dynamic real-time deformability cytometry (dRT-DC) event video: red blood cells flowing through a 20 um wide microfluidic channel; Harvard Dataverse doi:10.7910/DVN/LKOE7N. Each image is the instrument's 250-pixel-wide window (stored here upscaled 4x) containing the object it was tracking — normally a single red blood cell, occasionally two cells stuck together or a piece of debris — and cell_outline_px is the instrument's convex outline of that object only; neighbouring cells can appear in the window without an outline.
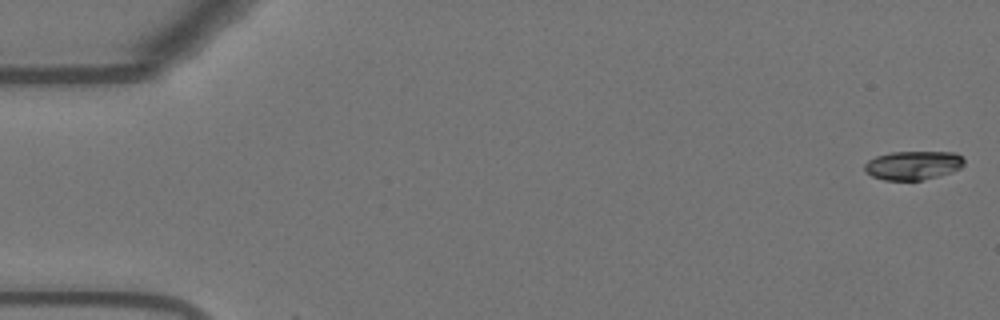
{"species": "Egyptian fruit bat (a non-hibernating species)", "species_latin": "Rousettus aegyptiacus", "temperature_condition": "warm", "stored_images_in_passage": 2, "camera_frame_rate_fps": 3000, "um_per_image_px": 0.085, "animal": {"sex": "female"}, "frame": {"image": 1, "passage_image": 1, "time_ms": 0.0, "image_size_px": [1000, 320], "cell_outline_px": [[964, 164], [960, 168], [952, 172], [920, 180], [884, 180], [872, 176], [864, 172], [864, 164], [868, 160], [876, 156], [892, 152], [956, 152], [964, 156]], "centroid_in_image_um": [77.61, 14.04], "position_along_channel_um": 7.4, "area_um2": 16.82}}